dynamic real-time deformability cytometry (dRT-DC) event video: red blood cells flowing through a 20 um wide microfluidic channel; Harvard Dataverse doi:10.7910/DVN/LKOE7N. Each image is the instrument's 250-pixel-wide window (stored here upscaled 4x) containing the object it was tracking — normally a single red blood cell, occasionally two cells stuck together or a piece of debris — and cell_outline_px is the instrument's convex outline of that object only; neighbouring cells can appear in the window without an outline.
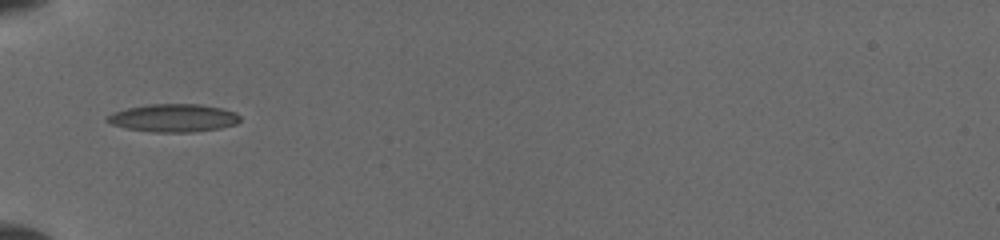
{"species": "common noctule bat (a hibernating species)", "species_latin": "Nyctalus noctula", "temperature_condition": "cold", "stored_images_in_passage": 7, "camera_frame_rate_fps": 3000, "um_per_image_px": 0.085, "animal": {"sex": "female", "body_mass_g": 19.5, "forearm_length_mm": 54.1}, "frame": {"image": 1, "passage_image": 1, "time_ms": 0.0, "image_size_px": [1000, 240], "cell_outline_px": [[240, 120], [236, 124], [220, 128], [192, 132], [156, 132], [128, 128], [112, 124], [104, 120], [112, 112], [128, 108], [148, 104], [200, 104], [220, 108], [236, 112], [240, 116]], "centroid_in_image_um": [14.76, 10.02], "position_along_channel_um": 70.2, "area_um2": 21.5}}
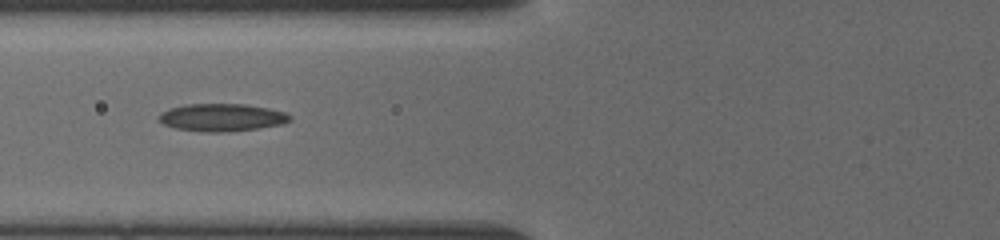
{"frame": {"image": 2, "passage_image": 6, "time_ms": 1.0, "image_size_px": [1000, 240], "cell_outline_px": [[292, 120], [284, 124], [256, 128], [224, 132], [208, 132], [176, 128], [164, 124], [156, 120], [160, 112], [168, 108], [184, 104], [244, 104], [268, 108], [284, 112], [292, 116]], "centroid_in_image_um": [18.83, 9.97], "position_along_channel_um": 107.0, "area_um2": 21.15}}